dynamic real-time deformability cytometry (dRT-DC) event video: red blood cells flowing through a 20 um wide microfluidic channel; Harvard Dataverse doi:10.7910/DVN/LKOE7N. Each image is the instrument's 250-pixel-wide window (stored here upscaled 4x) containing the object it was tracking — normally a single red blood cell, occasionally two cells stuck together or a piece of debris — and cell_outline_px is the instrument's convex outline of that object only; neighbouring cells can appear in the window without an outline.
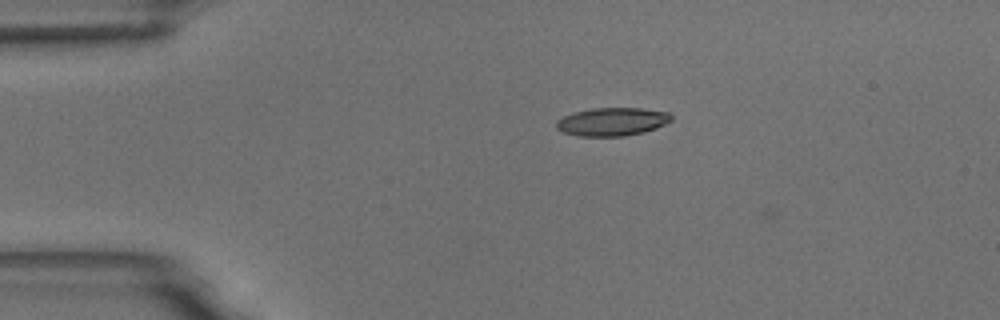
{"species": "common noctule bat (a hibernating species)", "species_latin": "Nyctalus noctula", "temperature_condition": "room temperature", "stored_images_in_passage": 2, "camera_frame_rate_fps": 3000, "um_per_image_px": 0.085, "animal": {"sex": "male", "body_mass_g": 18.8}, "frame": {"image": 1, "passage_image": 1, "time_ms": 0.0, "image_size_px": [1000, 320], "cell_outline_px": [[672, 120], [656, 128], [644, 132], [624, 136], [580, 136], [564, 132], [556, 128], [556, 120], [564, 116], [576, 112], [592, 108], [644, 108], [668, 112], [672, 116]], "centroid_in_image_um": [52.05, 10.34], "position_along_channel_um": 32.9, "area_um2": 18.84}}